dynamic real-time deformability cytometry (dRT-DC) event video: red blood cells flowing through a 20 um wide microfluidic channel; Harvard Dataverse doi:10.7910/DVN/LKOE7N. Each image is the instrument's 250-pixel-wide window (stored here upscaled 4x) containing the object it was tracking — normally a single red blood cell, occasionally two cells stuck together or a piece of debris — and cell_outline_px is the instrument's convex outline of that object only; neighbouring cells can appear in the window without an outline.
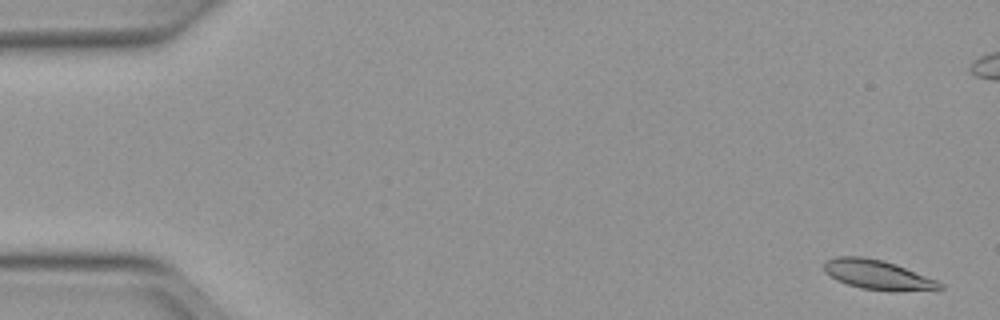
{"species": "Egyptian fruit bat (a non-hibernating species)", "species_latin": "Rousettus aegyptiacus", "temperature_condition": "warm", "stored_images_in_passage": 52, "camera_frame_rate_fps": 3000, "um_per_image_px": 0.085, "animal": {"sex": "female"}, "frame": {"image": 1, "passage_image": 2, "time_ms": 0.333, "image_size_px": [1000, 320], "cell_outline_px": [[944, 288], [940, 292], [936, 292], [860, 288], [836, 280], [824, 272], [824, 264], [828, 260], [836, 256], [864, 256], [896, 264], [936, 280], [944, 284]], "centroid_in_image_um": [74.67, 23.36], "position_along_channel_um": 10.3, "area_um2": 19.94}}
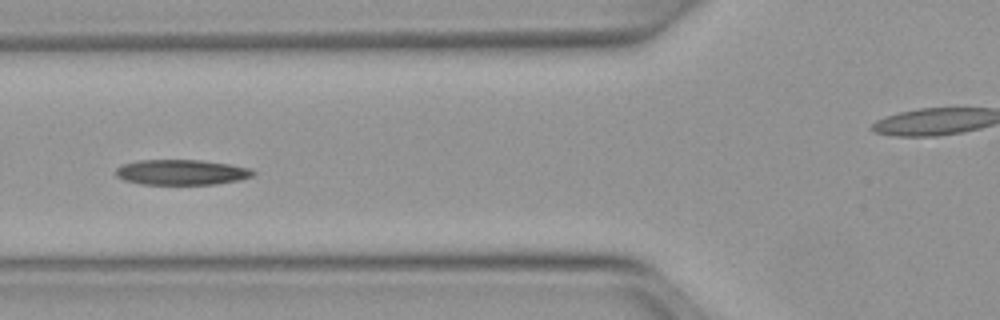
{"frame": {"image": 2, "passage_image": 20, "time_ms": 6.333, "image_size_px": [1000, 320], "cell_outline_px": [[256, 172], [252, 176], [240, 180], [216, 184], [140, 184], [124, 180], [116, 176], [116, 168], [124, 164], [140, 160], [200, 160], [228, 164], [252, 168]], "centroid_in_image_um": [15.45, 14.64], "position_along_channel_um": 110.3, "area_um2": 20.23}}
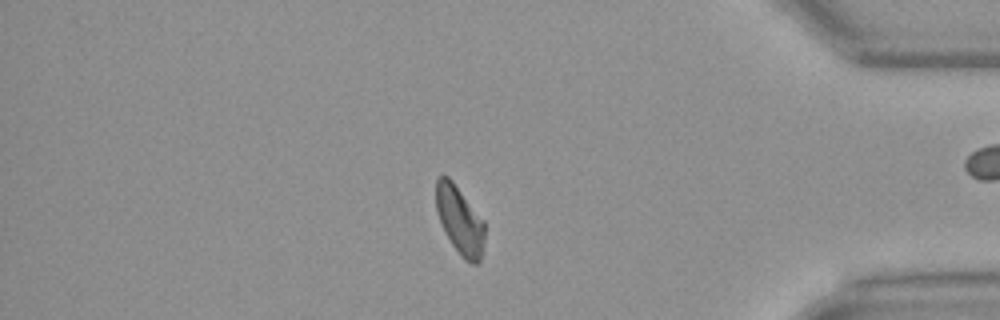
{"frame": {"image": 3, "passage_image": 44, "time_ms": 14.333, "image_size_px": [1000, 320], "cell_outline_px": [[484, 240], [480, 260], [476, 264], [472, 264], [464, 260], [460, 256], [444, 232], [436, 212], [436, 180], [440, 176], [448, 176], [452, 180], [484, 220]], "centroid_in_image_um": [39.07, 18.73], "position_along_channel_um": 396.1, "area_um2": 19.36}, "authors_computed_cell_mechanics": {"area_um2": 20.2589, "velocity_mm_per_s": 3.9749, "shape_relaxation_time_tau1_ms": 10.3517, "shape_relaxation_time_tau2_ms": 6.0127, "deformation_change_tau1": 0.2382, "deformation_change_tau2": 0.1373}}